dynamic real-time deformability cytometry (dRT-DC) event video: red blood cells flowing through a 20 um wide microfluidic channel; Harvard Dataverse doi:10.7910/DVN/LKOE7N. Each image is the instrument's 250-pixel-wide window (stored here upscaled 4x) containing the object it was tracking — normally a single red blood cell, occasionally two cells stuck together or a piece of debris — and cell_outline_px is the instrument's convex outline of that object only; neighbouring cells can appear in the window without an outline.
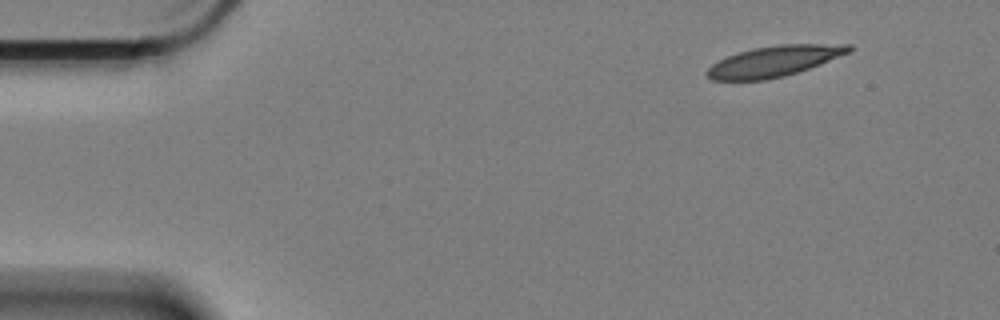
{"species": "Egyptian fruit bat (a non-hibernating species)", "species_latin": "Rousettus aegyptiacus", "temperature_condition": "cold", "stored_images_in_passage": 55, "camera_frame_rate_fps": 3000, "um_per_image_px": 0.085, "animal": {"sex": "female"}, "frame": {"image": 1, "passage_image": 1, "time_ms": 0.0, "image_size_px": [1000, 320], "cell_outline_px": [[852, 52], [820, 64], [784, 76], [764, 80], [712, 80], [704, 72], [712, 64], [728, 56], [752, 48], [780, 44], [852, 44]], "centroid_in_image_um": [65.83, 5.19], "position_along_channel_um": 19.2, "area_um2": 25.26}}
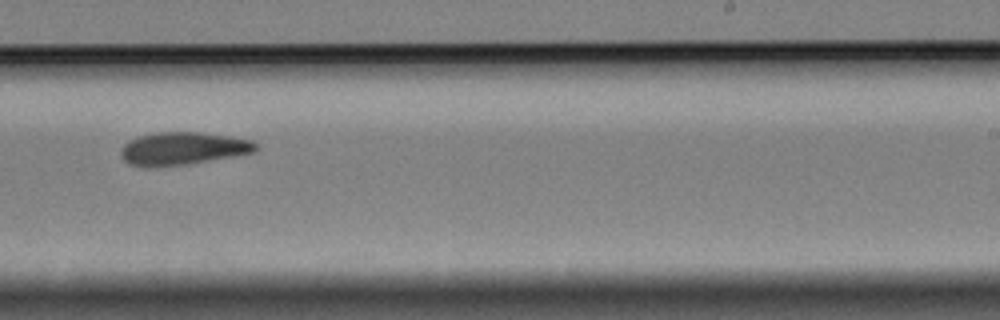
{"frame": {"image": 2, "passage_image": 32, "time_ms": 10.333, "image_size_px": [1000, 320], "cell_outline_px": [[256, 148], [252, 152], [232, 156], [160, 168], [144, 168], [128, 164], [120, 156], [120, 148], [128, 140], [136, 136], [156, 132], [200, 132], [228, 136], [252, 140], [256, 144]], "centroid_in_image_um": [15.41, 12.63], "position_along_channel_um": 273.6, "area_um2": 25.95}}
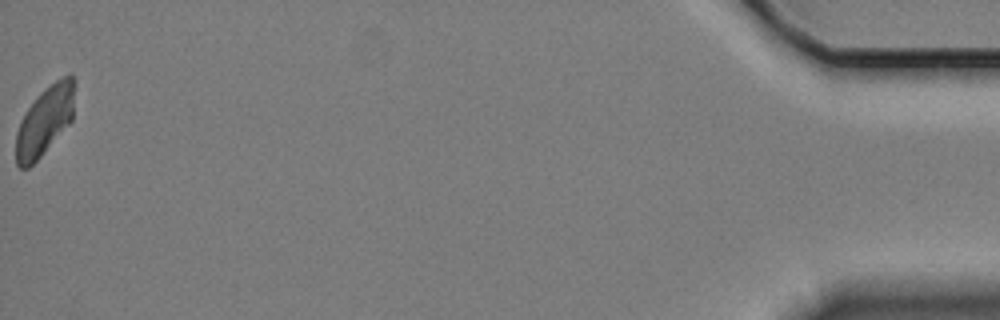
{"frame": {"image": 3, "passage_image": 55, "time_ms": 18.0, "image_size_px": [1000, 320], "cell_outline_px": [[76, 80], [72, 120], [40, 156], [28, 168], [20, 168], [16, 164], [16, 132], [20, 120], [36, 96], [44, 88], [56, 80], [64, 76], [72, 76]], "centroid_in_image_um": [3.81, 10.23], "position_along_channel_um": 431.4, "area_um2": 23.47}, "authors_computed_cell_mechanics": {"area_um2": 25.6054, "velocity_mm_per_s": 3.3071, "shape_relaxation_time_tau1_ms": 5.8202, "shape_relaxation_time_tau2_ms": 6.6018, "deformation_change_tau1": 0.1346, "deformation_change_tau2": 0.1217}}